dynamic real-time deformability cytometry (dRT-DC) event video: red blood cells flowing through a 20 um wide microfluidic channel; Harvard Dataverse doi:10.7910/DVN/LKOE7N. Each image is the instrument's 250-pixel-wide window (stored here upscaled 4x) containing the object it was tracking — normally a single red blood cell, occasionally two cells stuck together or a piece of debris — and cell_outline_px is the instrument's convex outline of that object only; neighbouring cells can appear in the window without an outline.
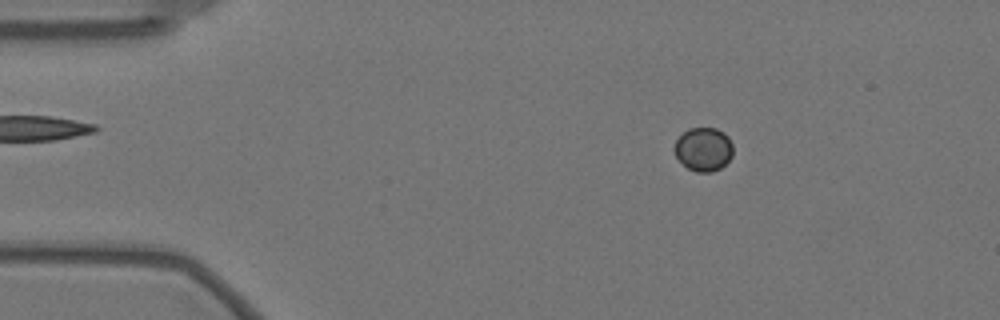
{"species": "Egyptian fruit bat (a non-hibernating species)", "species_latin": "Rousettus aegyptiacus", "temperature_condition": "warm", "stored_images_in_passage": 52, "camera_frame_rate_fps": 3000, "um_per_image_px": 0.085, "animal": {"sex": "female"}, "frame": {"image": 1, "passage_image": 3, "time_ms": 0.667, "image_size_px": [1000, 320], "cell_outline_px": [[732, 156], [720, 168], [712, 172], [696, 172], [688, 168], [676, 156], [676, 140], [688, 128], [716, 128], [724, 132], [728, 136], [732, 144]], "centroid_in_image_um": [59.83, 12.68], "position_along_channel_um": 25.2, "area_um2": 14.68}}
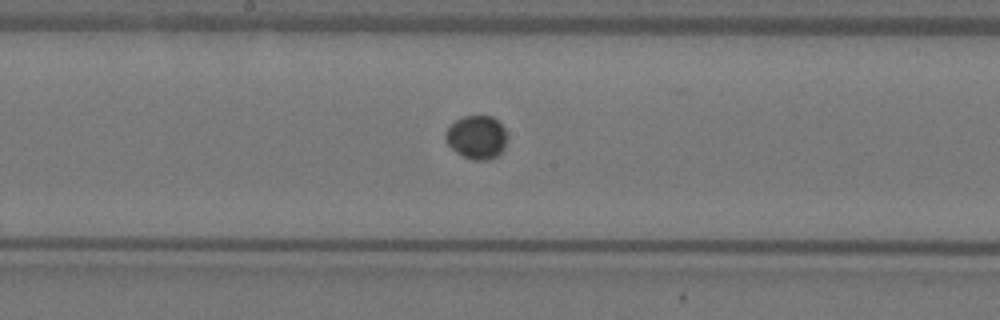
{"frame": {"image": 2, "passage_image": 24, "time_ms": 7.667, "image_size_px": [1000, 320], "cell_outline_px": [[504, 148], [496, 156], [488, 160], [472, 160], [456, 152], [444, 140], [444, 136], [448, 128], [456, 120], [464, 116], [492, 116], [504, 128]], "centroid_in_image_um": [40.48, 11.67], "position_along_channel_um": 207.7, "area_um2": 15.26}}
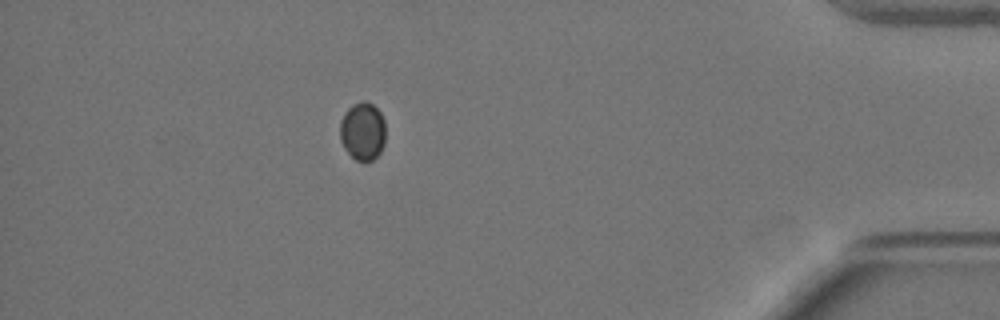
{"frame": {"image": 3, "passage_image": 45, "time_ms": 14.667, "image_size_px": [1000, 320], "cell_outline_px": [[384, 144], [380, 152], [372, 160], [356, 160], [344, 148], [340, 140], [340, 120], [344, 112], [352, 104], [364, 100], [372, 104], [380, 112], [384, 120]], "centroid_in_image_um": [30.8, 11.13], "position_along_channel_um": 404.4, "area_um2": 15.37}}